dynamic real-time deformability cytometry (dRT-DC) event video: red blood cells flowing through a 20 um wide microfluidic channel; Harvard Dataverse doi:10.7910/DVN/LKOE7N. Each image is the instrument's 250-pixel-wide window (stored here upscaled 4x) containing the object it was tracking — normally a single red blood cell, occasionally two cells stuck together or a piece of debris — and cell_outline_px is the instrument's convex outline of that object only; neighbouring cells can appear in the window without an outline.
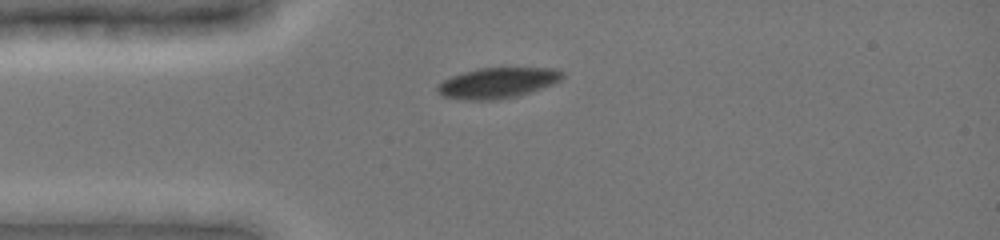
{"species": "common noctule bat (a hibernating species)", "species_latin": "Nyctalus noctula", "temperature_condition": "cold", "stored_images_in_passage": 9, "camera_frame_rate_fps": 3000, "um_per_image_px": 0.085, "animal": {"sex": "female", "body_mass_g": 19.0, "forearm_length_mm": 51.5}, "frame": {"image": 1, "passage_image": 1, "time_ms": 0.0, "image_size_px": [1000, 240], "cell_outline_px": [[564, 76], [560, 80], [552, 84], [516, 96], [496, 100], [468, 100], [444, 96], [436, 92], [436, 84], [452, 76], [464, 72], [480, 68], [556, 68], [564, 72]], "centroid_in_image_um": [42.27, 7.04], "position_along_channel_um": 42.7, "area_um2": 22.08}}
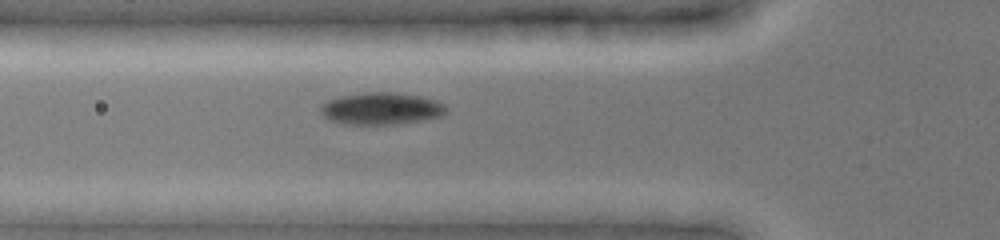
{"frame": {"image": 2, "passage_image": 3, "time_ms": 1.667, "image_size_px": [1000, 240], "cell_outline_px": [[448, 108], [440, 116], [400, 124], [340, 124], [328, 120], [320, 112], [320, 108], [328, 100], [340, 96], [372, 92], [388, 92], [420, 96], [436, 100], [444, 104]], "centroid_in_image_um": [32.38, 9.24], "position_along_channel_um": 93.4, "area_um2": 23.29}}
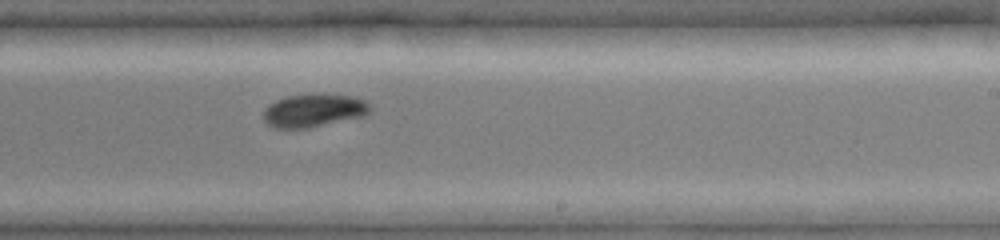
{"frame": {"image": 3, "passage_image": 9, "time_ms": 6.0, "image_size_px": [1000, 240], "cell_outline_px": [[372, 108], [364, 116], [308, 128], [272, 128], [264, 120], [264, 108], [268, 104], [276, 100], [288, 96], [356, 96], [372, 104]], "centroid_in_image_um": [26.67, 9.42], "position_along_channel_um": 262.3, "area_um2": 20.11}}